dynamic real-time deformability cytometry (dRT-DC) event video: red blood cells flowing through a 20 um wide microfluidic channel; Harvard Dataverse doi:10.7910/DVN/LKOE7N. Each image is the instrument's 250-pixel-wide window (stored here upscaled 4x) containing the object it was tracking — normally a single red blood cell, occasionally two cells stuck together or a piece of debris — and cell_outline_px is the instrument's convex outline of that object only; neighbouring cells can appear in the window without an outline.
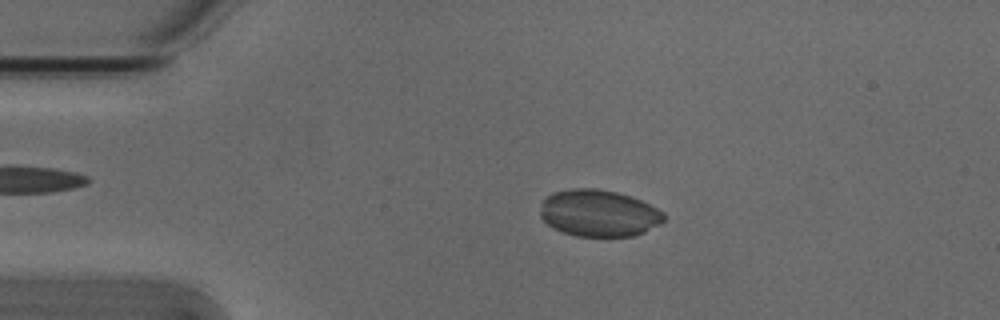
{"species": "Egyptian fruit bat (a non-hibernating species)", "species_latin": "Rousettus aegyptiacus", "temperature_condition": "cold", "stored_images_in_passage": 3, "camera_frame_rate_fps": 3000, "um_per_image_px": 0.085, "animal": {"sex": "male"}, "frame": {"image": 1, "passage_image": 2, "time_ms": 0.333, "image_size_px": [1000, 320], "cell_outline_px": [[664, 220], [660, 224], [644, 232], [632, 236], [576, 236], [552, 228], [540, 216], [540, 212], [544, 200], [552, 192], [572, 188], [596, 188], [616, 192], [640, 200], [664, 212]], "centroid_in_image_um": [50.89, 18.12], "position_along_channel_um": 34.1, "area_um2": 33.52}}